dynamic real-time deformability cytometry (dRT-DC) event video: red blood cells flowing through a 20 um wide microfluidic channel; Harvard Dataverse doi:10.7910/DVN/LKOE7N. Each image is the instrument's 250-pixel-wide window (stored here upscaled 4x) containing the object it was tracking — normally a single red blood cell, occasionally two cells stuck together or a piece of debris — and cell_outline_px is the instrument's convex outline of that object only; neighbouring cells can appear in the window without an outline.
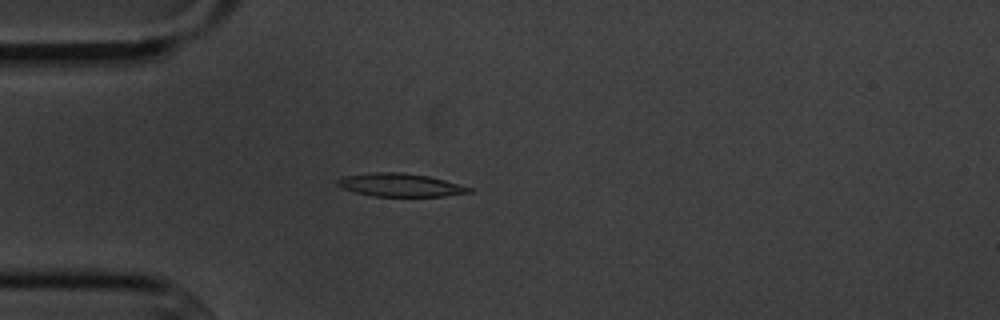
{"species": "common noctule bat (a hibernating species)", "species_latin": "Nyctalus noctula", "temperature_condition": "cold", "stored_images_in_passage": 6, "camera_frame_rate_fps": 3000, "um_per_image_px": 0.085, "animal": {"sex": "male", "body_mass_g": 20.1, "forearm_length_mm": 53.5}, "frame": {"image": 1, "passage_image": 5, "time_ms": 4.667, "image_size_px": [1000, 320], "cell_outline_px": [[472, 192], [444, 196], [372, 196], [340, 188], [336, 184], [336, 180], [344, 176], [372, 172], [404, 172], [428, 176], [444, 180], [472, 188]], "centroid_in_image_um": [33.98, 15.72], "position_along_channel_um": 51.0, "area_um2": 17.74}}